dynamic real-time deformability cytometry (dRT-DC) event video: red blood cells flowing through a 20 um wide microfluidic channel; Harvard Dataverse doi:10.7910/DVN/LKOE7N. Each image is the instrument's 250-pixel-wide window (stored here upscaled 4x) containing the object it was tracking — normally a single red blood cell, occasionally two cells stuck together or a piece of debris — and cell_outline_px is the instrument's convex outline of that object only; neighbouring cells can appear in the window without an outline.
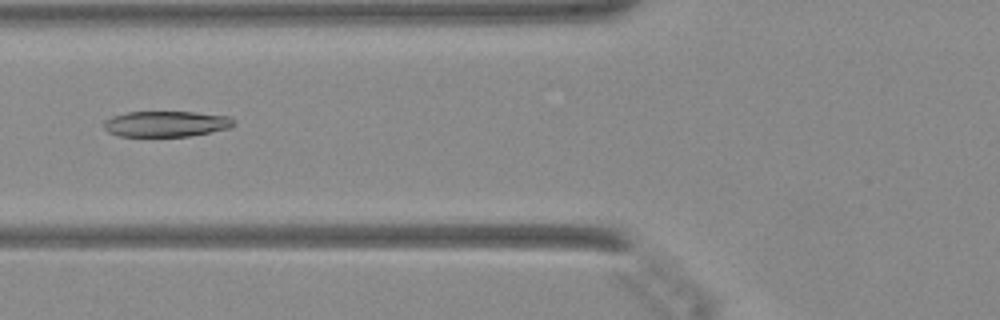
{"species": "Egyptian fruit bat (a non-hibernating species)", "species_latin": "Rousettus aegyptiacus", "temperature_condition": "warm", "stored_images_in_passage": 31, "camera_frame_rate_fps": 3000, "um_per_image_px": 0.085, "animal": {"sex": "female"}, "frame": {"image": 1, "passage_image": 20, "time_ms": 6.333, "image_size_px": [1000, 320], "cell_outline_px": [[232, 128], [188, 136], [120, 136], [108, 132], [104, 128], [104, 120], [112, 116], [128, 112], [196, 112], [228, 116], [232, 120]], "centroid_in_image_um": [14.09, 10.53], "position_along_channel_um": 111.7, "area_um2": 19.36}}
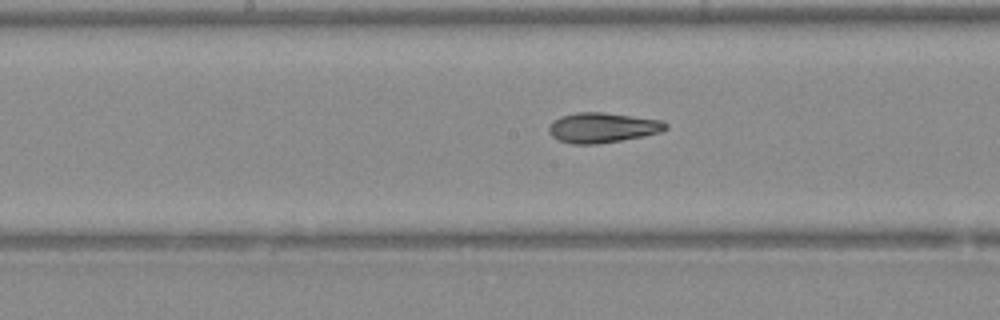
{"frame": {"image": 2, "passage_image": 26, "time_ms": 8.333, "image_size_px": [1000, 320], "cell_outline_px": [[668, 128], [660, 132], [644, 136], [596, 144], [572, 144], [560, 140], [552, 136], [548, 132], [548, 128], [552, 120], [560, 116], [576, 112], [604, 112], [664, 120], [668, 124]], "centroid_in_image_um": [51.21, 10.83], "position_along_channel_um": 197.0, "area_um2": 20.63}}
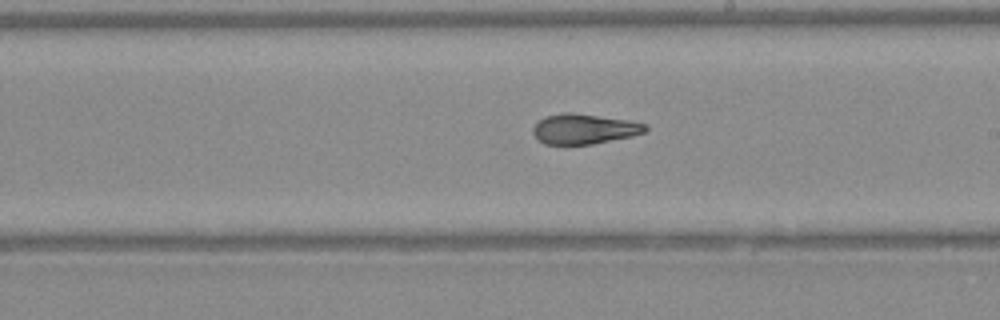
{"frame": {"image": 3, "passage_image": 29, "time_ms": 9.333, "image_size_px": [1000, 320], "cell_outline_px": [[648, 128], [644, 132], [632, 136], [592, 144], [544, 144], [532, 132], [532, 128], [544, 116], [564, 112], [572, 112], [632, 120], [648, 124]], "centroid_in_image_um": [49.68, 10.94], "position_along_channel_um": 239.3, "area_um2": 19.83}}